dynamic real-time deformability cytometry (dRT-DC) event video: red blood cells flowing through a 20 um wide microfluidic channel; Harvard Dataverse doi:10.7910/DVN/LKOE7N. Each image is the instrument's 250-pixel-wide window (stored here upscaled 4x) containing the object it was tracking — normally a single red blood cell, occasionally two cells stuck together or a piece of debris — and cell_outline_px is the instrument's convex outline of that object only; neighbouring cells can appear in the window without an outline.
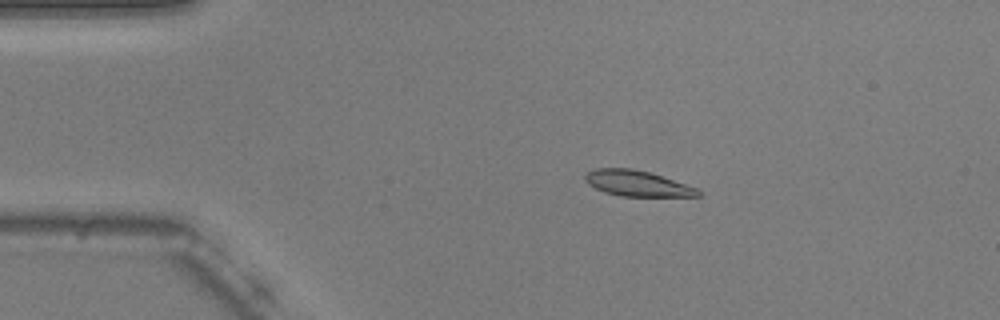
{"species": "common noctule bat (a hibernating species)", "species_latin": "Nyctalus noctula", "temperature_condition": "warm", "stored_images_in_passage": 55, "camera_frame_rate_fps": 3000, "um_per_image_px": 0.085, "animal": {"sex": "male", "body_mass_g": 20.5, "forearm_length_mm": 52.5}, "frame": {"image": 1, "passage_image": 11, "time_ms": 3.333, "image_size_px": [1000, 320], "cell_outline_px": [[700, 196], [620, 196], [604, 192], [588, 184], [584, 180], [584, 176], [588, 172], [596, 168], [632, 168], [648, 172], [696, 188], [700, 192]], "centroid_in_image_um": [54.09, 15.59], "position_along_channel_um": 30.9, "area_um2": 16.59}}
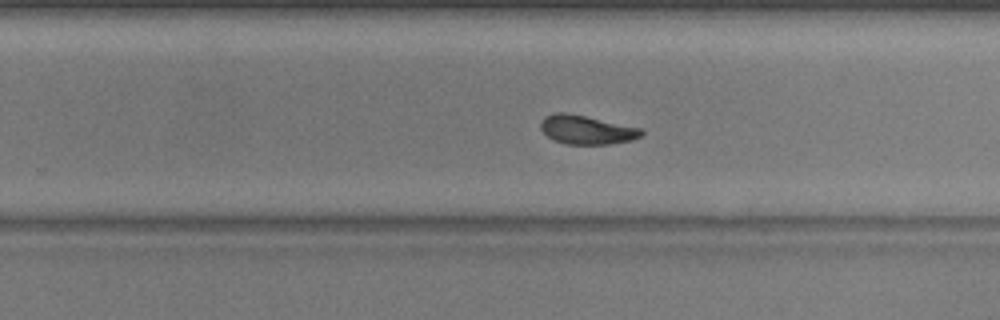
{"frame": {"image": 2, "passage_image": 35, "time_ms": 11.333, "image_size_px": [1000, 320], "cell_outline_px": [[644, 132], [640, 136], [632, 140], [608, 144], [564, 144], [552, 140], [540, 128], [540, 120], [544, 116], [556, 112], [564, 112], [584, 116], [640, 128]], "centroid_in_image_um": [49.8, 11.03], "position_along_channel_um": 280.0, "area_um2": 16.82}}
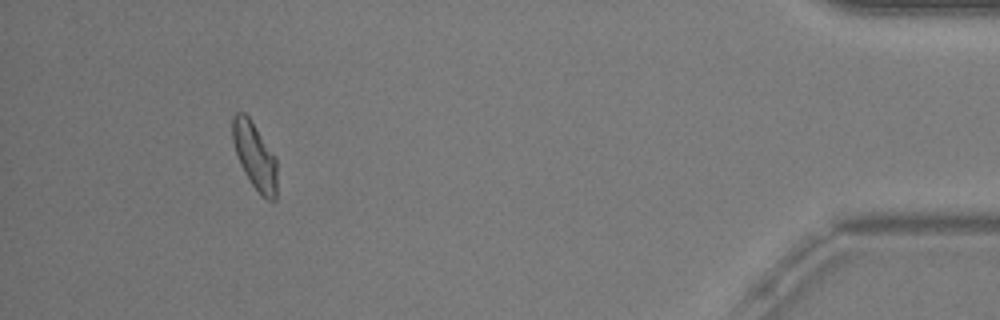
{"frame": {"image": 3, "passage_image": 51, "time_ms": 16.667, "image_size_px": [1000, 320], "cell_outline_px": [[276, 200], [268, 200], [252, 184], [244, 172], [240, 164], [232, 140], [232, 116], [236, 112], [244, 112], [248, 116], [276, 156]], "centroid_in_image_um": [21.64, 13.21], "position_along_channel_um": 413.6, "area_um2": 17.11}, "authors_computed_cell_mechanics": {"area_um2": 17.1088, "velocity_mm_per_s": 3.7204, "shape_relaxation_time_tau1_ms": 3.3018, "shape_relaxation_time_tau2_ms": 1.9815, "deformation_change_tau1": 0.129, "deformation_change_tau2": 0.0628}}